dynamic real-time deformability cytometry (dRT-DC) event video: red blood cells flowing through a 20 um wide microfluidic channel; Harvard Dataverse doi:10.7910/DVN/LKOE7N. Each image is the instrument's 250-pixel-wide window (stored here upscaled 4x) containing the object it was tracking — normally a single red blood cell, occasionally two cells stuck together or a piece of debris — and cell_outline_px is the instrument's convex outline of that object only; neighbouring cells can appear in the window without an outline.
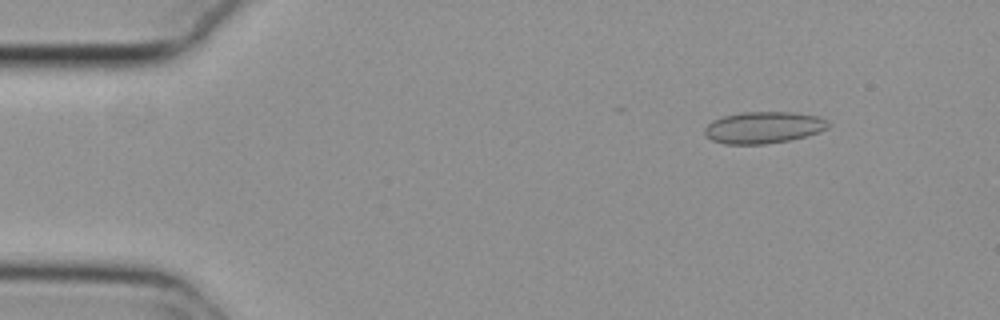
{"species": "common noctule bat (a hibernating species)", "species_latin": "Nyctalus noctula", "temperature_condition": "cold", "stored_images_in_passage": 11, "camera_frame_rate_fps": 3000, "um_per_image_px": 0.085, "animal": {"sex": "female", "body_mass_g": 29.2, "forearm_length_mm": 56.3}, "frame": {"image": 1, "passage_image": 3, "time_ms": 0.667, "image_size_px": [1000, 320], "cell_outline_px": [[832, 124], [828, 128], [820, 132], [788, 140], [764, 144], [724, 144], [712, 140], [704, 132], [704, 128], [712, 120], [724, 116], [740, 112], [796, 112], [820, 116], [828, 120]], "centroid_in_image_um": [64.94, 10.82], "position_along_channel_um": 20.1, "area_um2": 23.0}}